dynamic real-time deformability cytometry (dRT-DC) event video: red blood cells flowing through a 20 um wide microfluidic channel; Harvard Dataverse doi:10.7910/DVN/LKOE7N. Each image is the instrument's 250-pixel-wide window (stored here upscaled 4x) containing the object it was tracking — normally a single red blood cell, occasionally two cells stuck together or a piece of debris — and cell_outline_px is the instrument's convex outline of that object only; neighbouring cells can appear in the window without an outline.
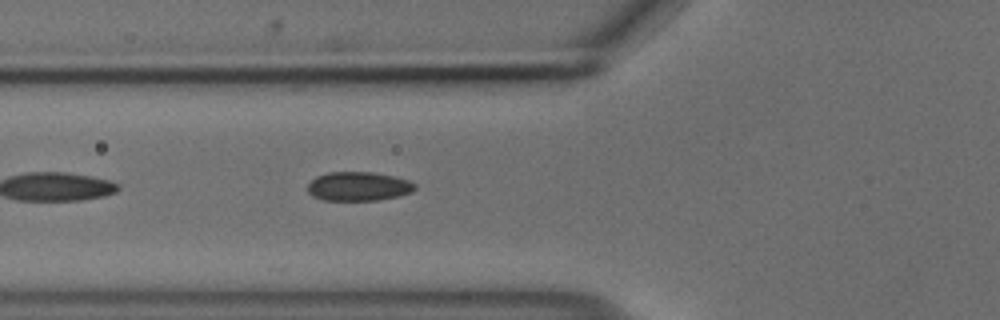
{"species": "common noctule bat (a hibernating species)", "species_latin": "Nyctalus noctula", "temperature_condition": "cold", "stored_images_in_passage": 39, "camera_frame_rate_fps": 3000, "um_per_image_px": 0.085, "animal": {"sex": "male", "body_mass_g": 18.8}, "frame": {"image": 1, "passage_image": 5, "time_ms": 1.333, "image_size_px": [1000, 320], "cell_outline_px": [[416, 188], [412, 192], [400, 196], [376, 200], [324, 200], [312, 196], [308, 192], [308, 184], [316, 176], [328, 172], [372, 172], [392, 176], [408, 180], [416, 184]], "centroid_in_image_um": [30.47, 15.84], "position_along_channel_um": 95.3, "area_um2": 18.15}}
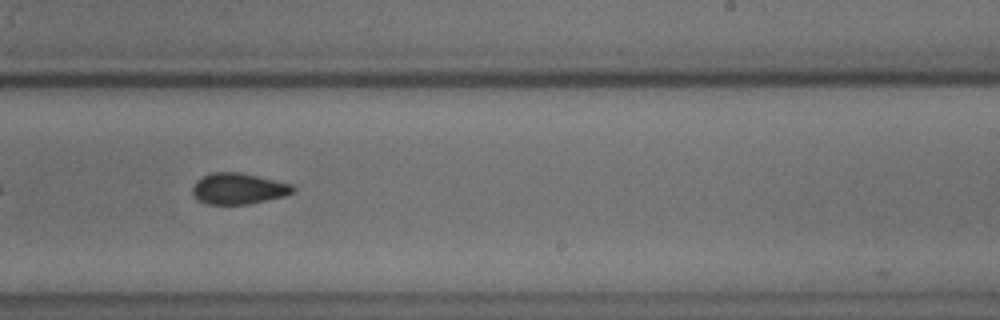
{"frame": {"image": 2, "passage_image": 19, "time_ms": 6.0, "image_size_px": [1000, 320], "cell_outline_px": [[296, 188], [292, 192], [284, 196], [248, 204], [208, 204], [200, 200], [192, 192], [192, 188], [196, 180], [212, 172], [240, 172], [292, 184]], "centroid_in_image_um": [20.27, 16.02], "position_along_channel_um": 268.7, "area_um2": 17.98}}
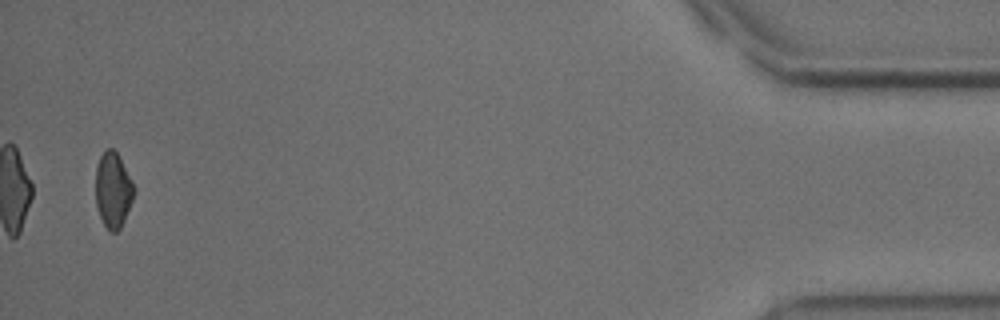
{"frame": {"image": 3, "passage_image": 38, "time_ms": 12.333, "image_size_px": [1000, 320], "cell_outline_px": [[132, 200], [124, 220], [120, 228], [116, 232], [112, 232], [104, 224], [100, 216], [96, 204], [96, 168], [100, 156], [108, 148], [112, 148], [116, 152], [132, 184]], "centroid_in_image_um": [9.57, 16.17], "position_along_channel_um": 425.6, "area_um2": 16.07}, "authors_computed_cell_mechanics": {"area_um2": 18.1492, "velocity_mm_per_s": 3.6953, "shape_relaxation_time_tau1_ms": 5.7055, "shape_relaxation_time_tau2_ms": 3.9328, "deformation_change_tau1": 0.0837, "deformation_change_tau2": 0.0463}}